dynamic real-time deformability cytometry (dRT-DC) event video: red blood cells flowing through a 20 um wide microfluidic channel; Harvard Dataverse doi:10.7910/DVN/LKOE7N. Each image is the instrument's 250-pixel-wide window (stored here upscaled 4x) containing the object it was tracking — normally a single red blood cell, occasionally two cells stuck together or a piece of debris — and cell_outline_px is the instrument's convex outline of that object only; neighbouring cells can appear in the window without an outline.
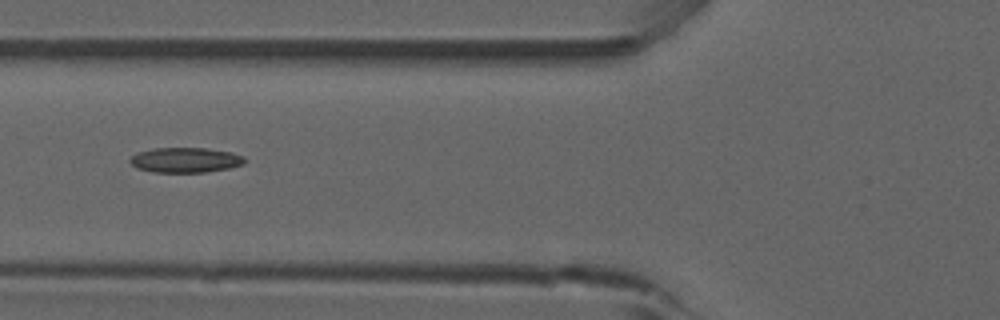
{"species": "common noctule bat (a hibernating species)", "species_latin": "Nyctalus noctula", "temperature_condition": "room temperature", "stored_images_in_passage": 39, "camera_frame_rate_fps": 3000, "um_per_image_px": 0.085, "animal": {"sex": "male", "forearm_length_mm": 52.5}, "frame": {"image": 1, "passage_image": 6, "time_ms": 1.667, "image_size_px": [1000, 320], "cell_outline_px": [[244, 164], [228, 168], [204, 172], [152, 172], [136, 168], [128, 160], [136, 152], [152, 148], [208, 148], [232, 152], [244, 156]], "centroid_in_image_um": [15.73, 13.59], "position_along_channel_um": 110.1, "area_um2": 16.82}, "authors_computed_cell_mechanics": {"area_um2": 16.0684, "velocity_mm_per_s": 3.8774, "shape_relaxation_time_tau1_ms": null, "shape_relaxation_time_tau2_ms": 5.4437, "deformation_change_tau1": null, "deformation_change_tau2": 0.1313}}